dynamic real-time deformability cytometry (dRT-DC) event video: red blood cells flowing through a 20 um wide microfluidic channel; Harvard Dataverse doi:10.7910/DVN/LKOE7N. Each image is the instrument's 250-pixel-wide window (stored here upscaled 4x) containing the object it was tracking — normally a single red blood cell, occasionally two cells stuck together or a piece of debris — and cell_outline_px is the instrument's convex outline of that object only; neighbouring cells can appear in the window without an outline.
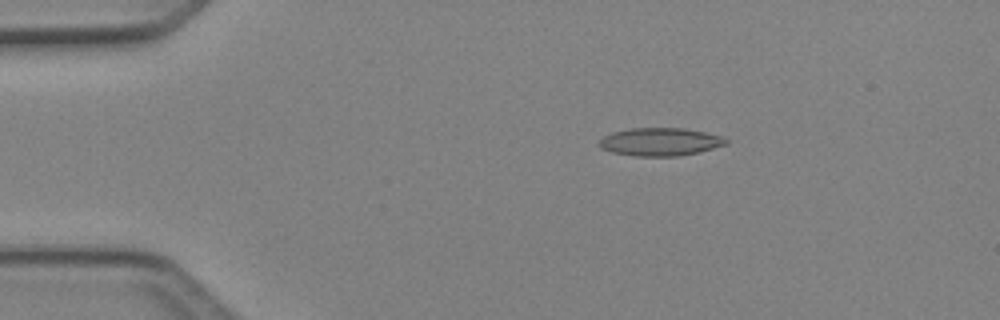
{"species": "Egyptian fruit bat (a non-hibernating species)", "species_latin": "Rousettus aegyptiacus", "temperature_condition": "cold", "stored_images_in_passage": 5, "camera_frame_rate_fps": 3000, "um_per_image_px": 0.085, "animal": {"sex": "female"}, "frame": {"image": 1, "passage_image": 1, "time_ms": 0.0, "image_size_px": [1000, 320], "cell_outline_px": [[728, 144], [700, 152], [676, 156], [636, 156], [612, 152], [600, 148], [596, 144], [604, 136], [612, 132], [628, 128], [684, 128], [704, 132], [720, 136], [728, 140]], "centroid_in_image_um": [56.09, 12.05], "position_along_channel_um": 28.9, "area_um2": 20.75}}
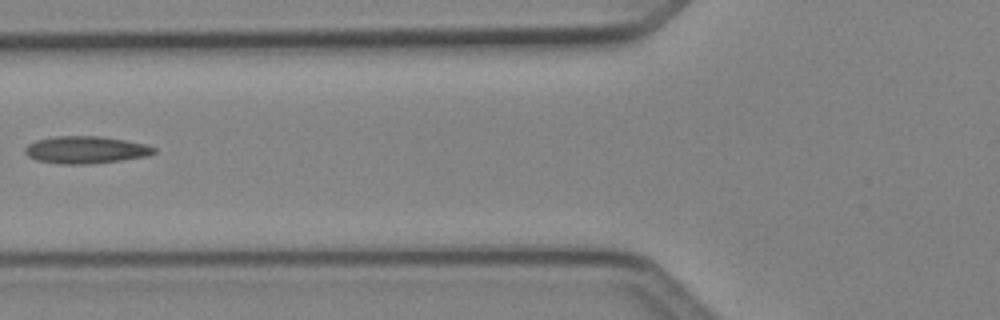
{"frame": {"image": 2, "passage_image": 4, "time_ms": 1.0, "image_size_px": [1000, 320], "cell_outline_px": [[156, 152], [148, 156], [120, 160], [88, 164], [60, 164], [36, 160], [28, 156], [24, 152], [24, 148], [28, 144], [36, 140], [56, 136], [100, 136], [124, 140], [144, 144], [156, 148]], "centroid_in_image_um": [7.26, 12.74], "position_along_channel_um": 118.5, "area_um2": 20.46}}
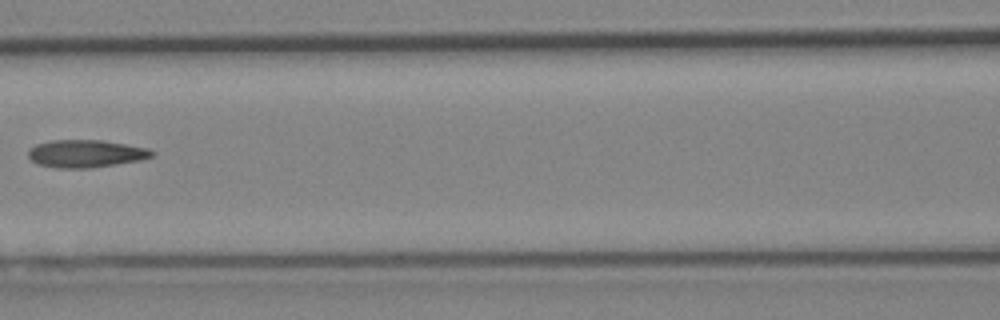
{"frame": {"image": 3, "passage_image": 5, "time_ms": 1.333, "image_size_px": [1000, 320], "cell_outline_px": [[156, 152], [152, 156], [140, 160], [92, 168], [56, 168], [36, 164], [28, 156], [28, 152], [36, 144], [52, 140], [104, 140], [148, 148]], "centroid_in_image_um": [7.3, 13.06], "position_along_channel_um": 159.3, "area_um2": 19.94}}